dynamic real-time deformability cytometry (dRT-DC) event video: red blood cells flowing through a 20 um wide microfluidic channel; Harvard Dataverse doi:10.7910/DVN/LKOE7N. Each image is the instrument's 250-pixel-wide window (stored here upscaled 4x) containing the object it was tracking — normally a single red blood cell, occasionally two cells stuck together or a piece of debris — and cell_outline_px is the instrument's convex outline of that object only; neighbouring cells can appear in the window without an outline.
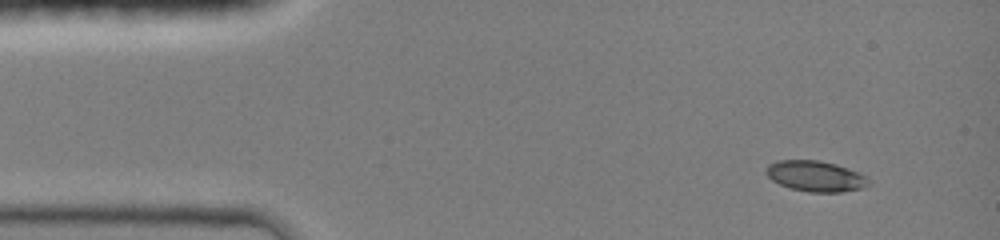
{"species": "common noctule bat (a hibernating species)", "species_latin": "Nyctalus noctula", "temperature_condition": "room temperature", "stored_images_in_passage": 43, "camera_frame_rate_fps": 3000, "um_per_image_px": 0.085, "animal": {"sex": "female", "body_mass_g": 19.0, "forearm_length_mm": 51.5}, "frame": {"image": 1, "passage_image": 1, "time_ms": 0.0, "image_size_px": [1000, 240], "cell_outline_px": [[868, 184], [864, 188], [840, 192], [808, 192], [792, 188], [780, 184], [772, 180], [768, 176], [768, 164], [780, 160], [816, 160], [836, 164], [856, 172], [864, 176]], "centroid_in_image_um": [69.3, 14.98], "position_along_channel_um": 15.7, "area_um2": 17.86}}
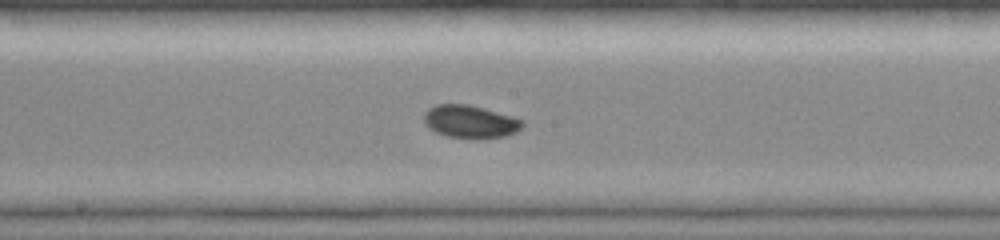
{"frame": {"image": 2, "passage_image": 21, "time_ms": 6.667, "image_size_px": [1000, 240], "cell_outline_px": [[524, 124], [516, 132], [504, 136], [480, 140], [444, 136], [428, 128], [424, 124], [424, 112], [428, 108], [436, 104], [468, 104], [512, 116], [524, 120]], "centroid_in_image_um": [39.94, 10.36], "position_along_channel_um": 208.3, "area_um2": 19.19}}
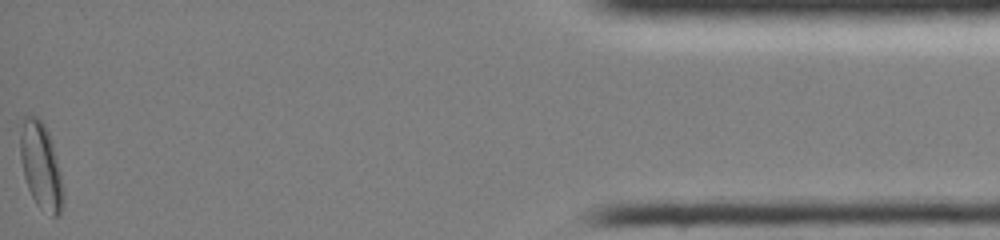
{"frame": {"image": 3, "passage_image": 43, "time_ms": 14.0, "image_size_px": [1000, 240], "cell_outline_px": [[64, 200], [60, 216], [52, 216], [36, 204], [28, 188], [24, 176], [20, 160], [20, 132], [24, 116], [36, 116], [44, 124], [48, 132], [56, 156], [60, 172], [64, 192]], "centroid_in_image_um": [3.48, 14.13], "position_along_channel_um": 431.7, "area_um2": 21.62}, "authors_computed_cell_mechanics": {"area_um2": 18.2648, "velocity_mm_per_s": 4.1528, "shape_relaxation_time_tau1_ms": 2.8749, "shape_relaxation_time_tau2_ms": null, "deformation_change_tau1": 0.0889, "deformation_change_tau2": null}}